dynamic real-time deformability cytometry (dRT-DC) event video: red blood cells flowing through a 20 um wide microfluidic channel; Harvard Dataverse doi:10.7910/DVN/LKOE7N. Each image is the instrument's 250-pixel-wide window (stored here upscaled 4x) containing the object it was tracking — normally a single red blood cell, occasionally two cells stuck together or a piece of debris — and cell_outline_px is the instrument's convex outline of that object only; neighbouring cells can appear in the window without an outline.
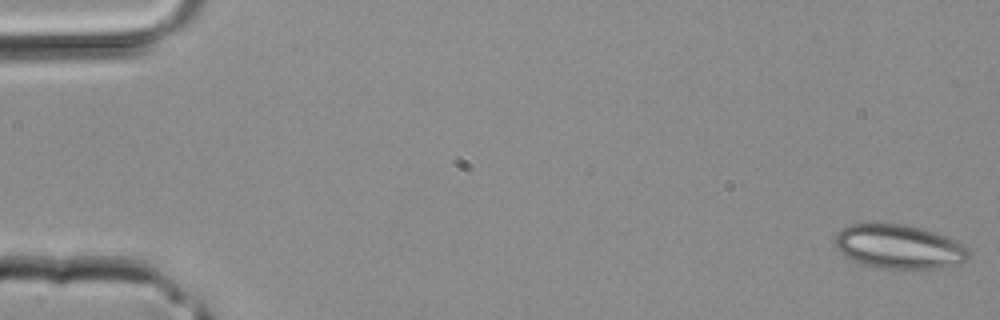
{"species": "common noctule bat (a hibernating species)", "species_latin": "Nyctalus noctula", "temperature_condition": "room temperature", "stored_images_in_passage": 39, "camera_frame_rate_fps": 3000, "um_per_image_px": 0.085, "animal": {"sex": "male", "body_mass_g": 20.4}, "frame": {"image": 1, "passage_image": 1, "time_ms": 0.0, "image_size_px": [1000, 320], "cell_outline_px": [[972, 256], [968, 260], [932, 268], [876, 268], [852, 260], [844, 256], [836, 248], [836, 232], [848, 224], [904, 224], [920, 228], [944, 236], [968, 248], [972, 252]], "centroid_in_image_um": [76.37, 20.96], "position_along_channel_um": 8.6, "area_um2": 33.87}}
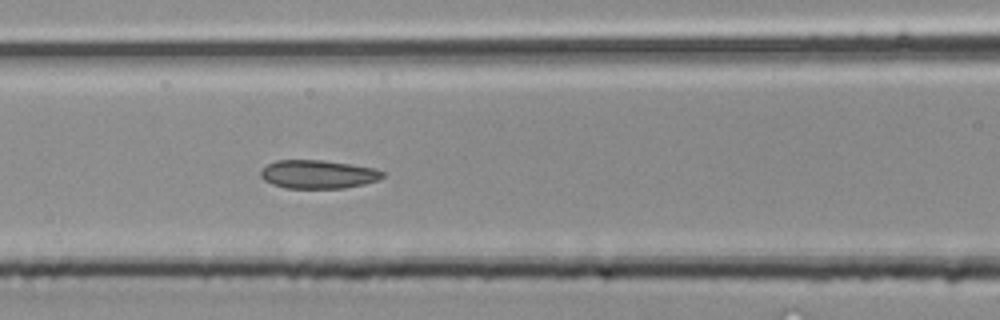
{"frame": {"image": 2, "passage_image": 17, "time_ms": 5.333, "image_size_px": [1000, 320], "cell_outline_px": [[384, 176], [380, 180], [364, 184], [344, 188], [284, 188], [272, 184], [264, 180], [260, 176], [260, 172], [268, 164], [276, 160], [324, 160], [352, 164], [376, 168], [384, 172]], "centroid_in_image_um": [27.07, 14.81], "position_along_channel_um": 139.5, "area_um2": 20.4}}
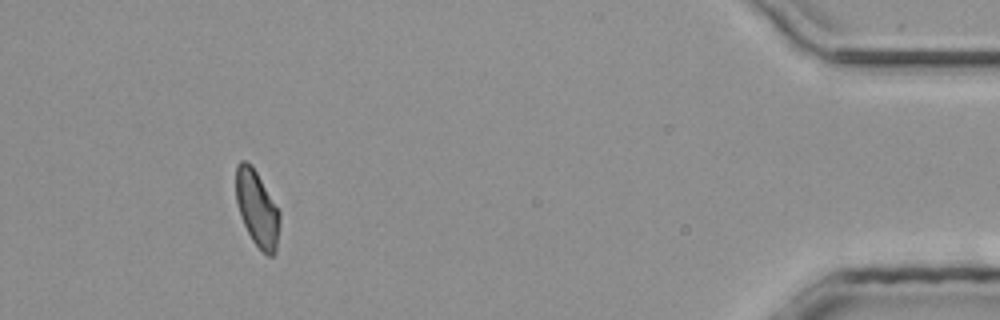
{"frame": {"image": 3, "passage_image": 36, "time_ms": 11.667, "image_size_px": [1000, 320], "cell_outline_px": [[280, 220], [276, 252], [272, 256], [268, 256], [252, 240], [240, 216], [236, 200], [236, 164], [240, 160], [244, 160], [256, 172], [280, 212]], "centroid_in_image_um": [21.85, 17.75], "position_along_channel_um": 413.4, "area_um2": 19.02}}